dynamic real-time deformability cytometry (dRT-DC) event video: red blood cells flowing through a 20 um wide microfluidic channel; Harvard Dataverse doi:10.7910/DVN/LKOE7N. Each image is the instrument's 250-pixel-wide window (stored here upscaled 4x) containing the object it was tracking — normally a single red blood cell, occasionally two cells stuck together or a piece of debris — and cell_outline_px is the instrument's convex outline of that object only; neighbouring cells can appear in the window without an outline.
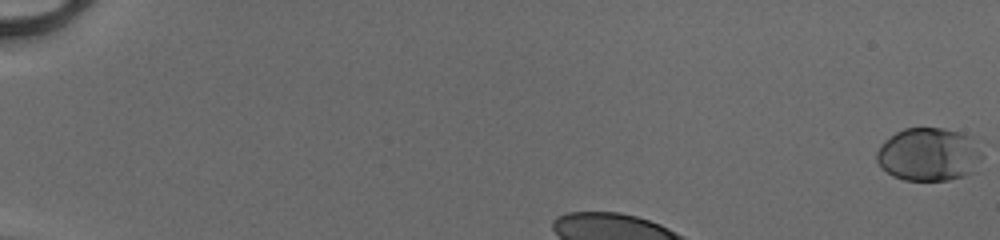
{"species": "human", "species_latin": "Homo sapiens", "temperature_condition": "cold", "stored_images_in_passage": 34, "camera_frame_rate_fps": 3000, "um_per_image_px": 0.085, "donor": {"sex": "male"}, "frame": {"image": 1, "passage_image": 1, "time_ms": 0.0, "image_size_px": [1000, 240], "cell_outline_px": [[984, 156], [976, 172], [964, 176], [948, 180], [904, 180], [892, 176], [876, 160], [876, 152], [880, 144], [884, 140], [896, 132], [904, 128], [944, 128], [960, 132], [968, 136], [984, 148]], "centroid_in_image_um": [79.01, 13.13], "position_along_channel_um": 6.0, "area_um2": 33.35}}
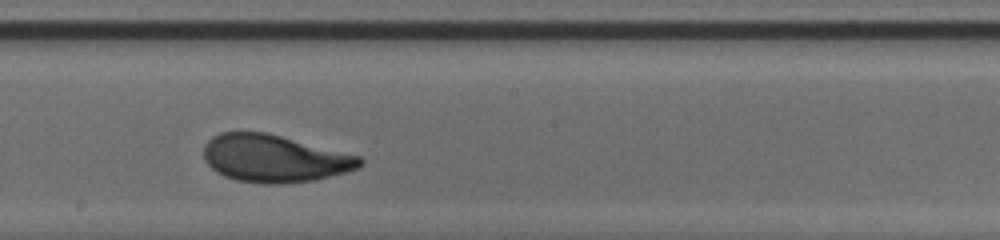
{"frame": {"image": 2, "passage_image": 22, "time_ms": 7.0, "image_size_px": [1000, 240], "cell_outline_px": [[364, 164], [360, 168], [316, 180], [280, 184], [260, 184], [236, 180], [224, 176], [216, 172], [204, 160], [204, 144], [212, 136], [220, 132], [268, 132], [360, 156], [364, 160]], "centroid_in_image_um": [23.33, 13.47], "position_along_channel_um": 224.9, "area_um2": 43.58}}
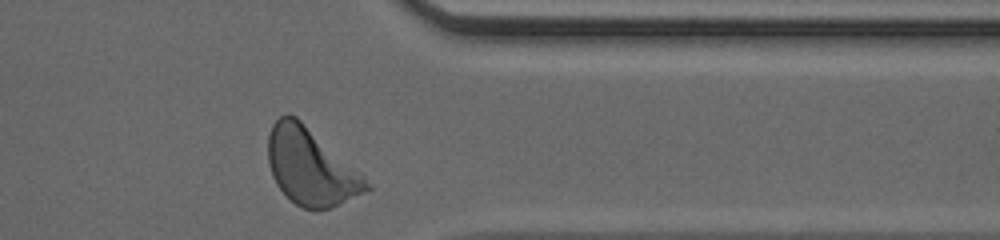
{"frame": {"image": 3, "passage_image": 34, "time_ms": 11.0, "image_size_px": [1000, 240], "cell_outline_px": [[372, 188], [332, 208], [304, 208], [296, 204], [276, 184], [272, 176], [268, 164], [268, 136], [272, 124], [284, 112], [288, 112], [296, 116], [364, 176], [372, 184]], "centroid_in_image_um": [26.39, 14.15], "position_along_channel_um": 385.0, "area_um2": 43.41}, "authors_computed_cell_mechanics": {"area_um2": 42.0784, "velocity_mm_per_s": 4.0855, "shape_relaxation_time_tau1_ms": 2.4033, "shape_relaxation_time_tau2_ms": 0.84, "deformation_change_tau1": 0.15, "deformation_change_tau2": 0.0694}}